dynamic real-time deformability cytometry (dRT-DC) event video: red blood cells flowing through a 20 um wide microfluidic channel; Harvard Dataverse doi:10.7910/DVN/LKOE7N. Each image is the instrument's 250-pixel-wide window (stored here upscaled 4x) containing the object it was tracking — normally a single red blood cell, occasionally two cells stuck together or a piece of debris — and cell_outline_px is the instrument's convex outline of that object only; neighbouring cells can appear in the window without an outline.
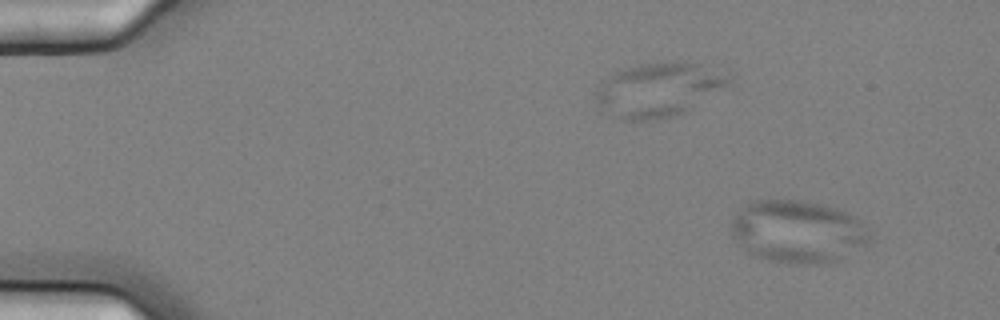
{"species": "common noctule bat (a hibernating species)", "species_latin": "Nyctalus noctula", "temperature_condition": "cold", "stored_images_in_passage": 6, "camera_frame_rate_fps": 3000, "um_per_image_px": 0.085, "animal": {"sex": "female", "body_mass_g": 25.1}, "frame": {"image": 1, "passage_image": 1, "time_ms": 0.0, "image_size_px": [1000, 320], "cell_outline_px": [[872, 240], [836, 260], [828, 264], [788, 264], [768, 260], [752, 256], [732, 236], [732, 216], [752, 200], [800, 200], [820, 204], [836, 208], [856, 216], [860, 220]], "centroid_in_image_um": [67.77, 19.69], "position_along_channel_um": 17.2, "area_um2": 50.4}}